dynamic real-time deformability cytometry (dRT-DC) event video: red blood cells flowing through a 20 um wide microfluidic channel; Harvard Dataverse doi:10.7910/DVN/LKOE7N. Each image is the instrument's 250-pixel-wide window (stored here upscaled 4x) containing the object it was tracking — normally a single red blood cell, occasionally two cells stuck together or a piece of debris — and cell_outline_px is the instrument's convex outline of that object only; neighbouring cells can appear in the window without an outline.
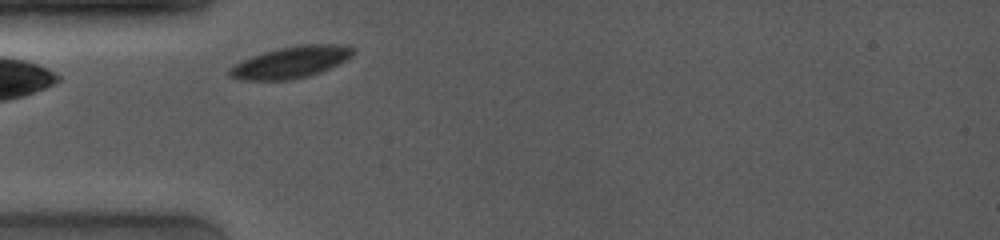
{"species": "common noctule bat (a hibernating species)", "species_latin": "Nyctalus noctula", "temperature_condition": "room temperature", "stored_images_in_passage": 2, "camera_frame_rate_fps": 4000, "um_per_image_px": 0.085, "animal": {"sex": "female", "body_mass_g": 19.0, "forearm_length_mm": 53.3}, "frame": {"image": 1, "passage_image": 1, "time_ms": 0.0, "image_size_px": [1000, 240], "cell_outline_px": [[356, 52], [352, 56], [320, 72], [308, 76], [288, 80], [240, 80], [228, 76], [228, 68], [252, 56], [264, 52], [280, 48], [300, 44], [332, 44], [352, 48]], "centroid_in_image_um": [24.68, 5.3], "position_along_channel_um": 60.3, "area_um2": 22.43}}